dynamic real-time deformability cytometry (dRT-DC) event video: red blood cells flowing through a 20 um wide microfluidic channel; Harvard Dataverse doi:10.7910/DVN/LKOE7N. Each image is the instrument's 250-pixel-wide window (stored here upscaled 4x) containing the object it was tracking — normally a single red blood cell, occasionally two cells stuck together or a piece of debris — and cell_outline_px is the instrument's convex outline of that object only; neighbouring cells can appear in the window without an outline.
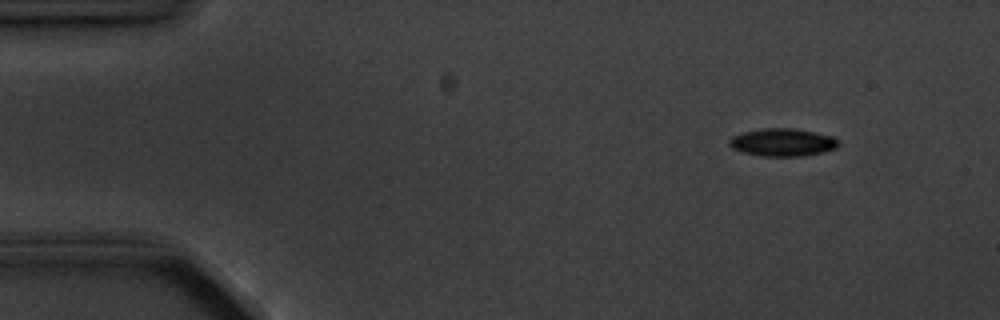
{"species": "common noctule bat (a hibernating species)", "species_latin": "Nyctalus noctula", "temperature_condition": "cold", "stored_images_in_passage": 4, "camera_frame_rate_fps": 3000, "um_per_image_px": 0.085, "animal": {"sex": "male", "body_mass_g": 20.1, "forearm_length_mm": 53.5}, "frame": {"image": 1, "passage_image": 1, "time_ms": 0.0, "image_size_px": [1000, 320], "cell_outline_px": [[840, 144], [836, 148], [804, 156], [764, 156], [744, 152], [732, 148], [728, 144], [728, 140], [732, 136], [744, 132], [760, 128], [792, 128], [832, 136]], "centroid_in_image_um": [66.48, 12.09], "position_along_channel_um": 18.5, "area_um2": 17.46}}
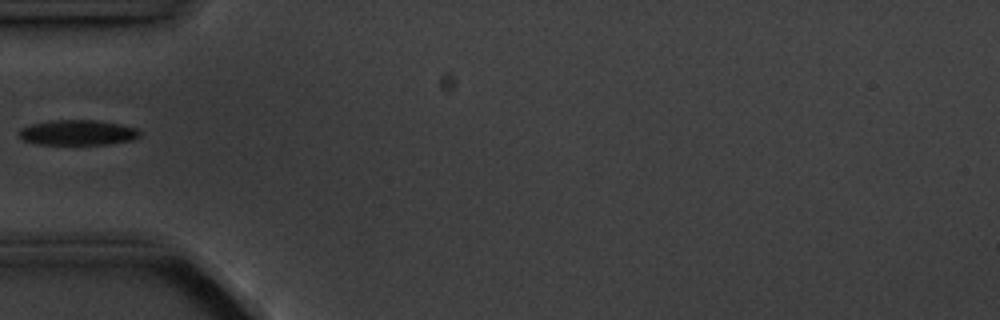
{"frame": {"image": 2, "passage_image": 4, "time_ms": 4.0, "image_size_px": [1000, 320], "cell_outline_px": [[140, 136], [132, 140], [108, 144], [40, 144], [24, 140], [20, 136], [20, 128], [32, 124], [52, 120], [96, 120], [120, 124], [136, 128], [140, 132]], "centroid_in_image_um": [6.63, 11.26], "position_along_channel_um": 78.4, "area_um2": 17.57}}